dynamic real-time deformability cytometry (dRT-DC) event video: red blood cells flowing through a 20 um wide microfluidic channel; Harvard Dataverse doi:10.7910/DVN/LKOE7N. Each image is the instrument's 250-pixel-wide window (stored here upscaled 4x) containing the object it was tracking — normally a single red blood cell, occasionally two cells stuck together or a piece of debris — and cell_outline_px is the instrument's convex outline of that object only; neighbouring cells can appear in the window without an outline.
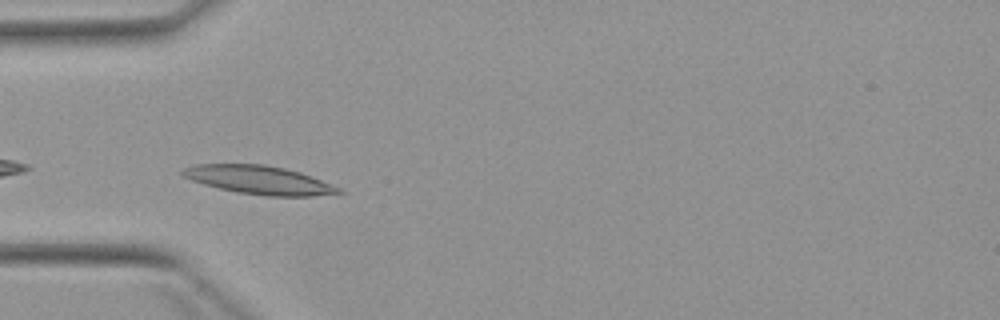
{"species": "Egyptian fruit bat (a non-hibernating species)", "species_latin": "Rousettus aegyptiacus", "temperature_condition": "warm", "stored_images_in_passage": 7, "camera_frame_rate_fps": 3000, "um_per_image_px": 0.085, "animal": {"sex": "female"}, "frame": {"image": 1, "passage_image": 5, "time_ms": 5.0, "image_size_px": [1000, 320], "cell_outline_px": [[344, 192], [340, 196], [264, 196], [236, 192], [204, 184], [180, 176], [180, 172], [184, 168], [196, 164], [264, 164], [284, 168], [300, 172], [340, 188]], "centroid_in_image_um": [22.07, 15.31], "position_along_channel_um": 62.9, "area_um2": 26.13}}
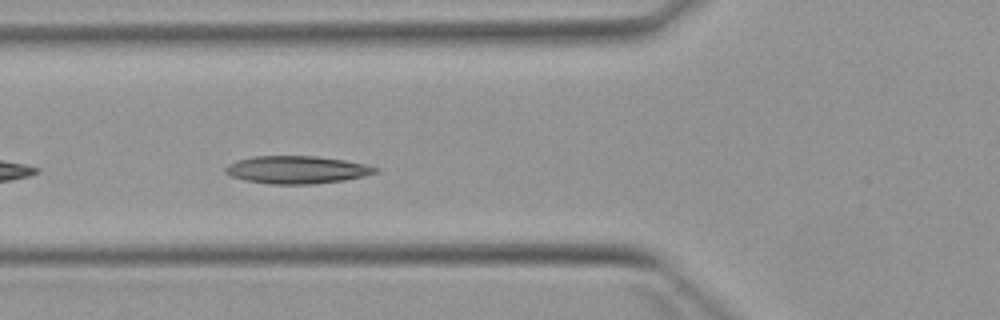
{"frame": {"image": 2, "passage_image": 6, "time_ms": 6.0, "image_size_px": [1000, 320], "cell_outline_px": [[380, 172], [364, 176], [344, 180], [312, 184], [268, 184], [244, 180], [228, 176], [224, 172], [224, 168], [228, 164], [236, 160], [252, 156], [316, 156], [344, 160], [364, 164], [380, 168]], "centroid_in_image_um": [25.19, 14.43], "position_along_channel_um": 100.6, "area_um2": 24.45}}
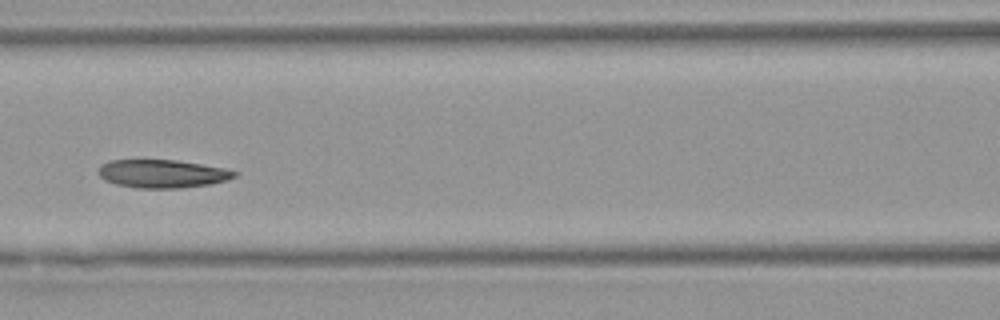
{"frame": {"image": 3, "passage_image": 7, "time_ms": 7.333, "image_size_px": [1000, 320], "cell_outline_px": [[240, 172], [236, 176], [228, 180], [212, 184], [180, 188], [136, 188], [116, 184], [104, 180], [96, 172], [104, 164], [112, 160], [176, 160], [224, 168]], "centroid_in_image_um": [13.83, 14.77], "position_along_channel_um": 152.8, "area_um2": 22.37}}